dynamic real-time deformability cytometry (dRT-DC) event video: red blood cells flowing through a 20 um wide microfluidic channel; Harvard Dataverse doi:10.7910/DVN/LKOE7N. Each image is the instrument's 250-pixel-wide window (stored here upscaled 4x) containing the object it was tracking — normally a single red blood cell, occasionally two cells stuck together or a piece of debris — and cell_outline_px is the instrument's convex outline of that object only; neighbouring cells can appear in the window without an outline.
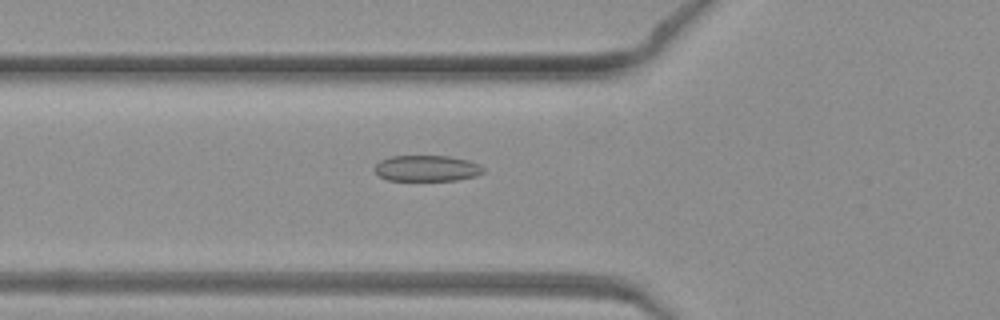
{"species": "common noctule bat (a hibernating species)", "species_latin": "Nyctalus noctula", "temperature_condition": "warm", "stored_images_in_passage": 48, "camera_frame_rate_fps": 3000, "um_per_image_px": 0.085, "animal": {"sex": "female", "body_mass_g": 19.3, "forearm_length_mm": 54.1}, "frame": {"image": 1, "passage_image": 18, "time_ms": 5.667, "image_size_px": [1000, 320], "cell_outline_px": [[484, 172], [476, 176], [456, 180], [388, 180], [380, 176], [376, 172], [376, 164], [380, 160], [388, 156], [448, 156], [468, 160], [480, 164], [484, 168]], "centroid_in_image_um": [36.31, 14.3], "position_along_channel_um": 89.5, "area_um2": 16.42}}
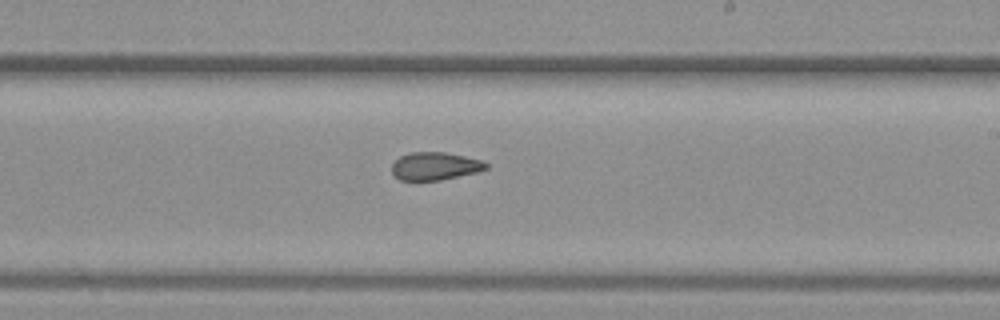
{"frame": {"image": 2, "passage_image": 29, "time_ms": 9.333, "image_size_px": [1000, 320], "cell_outline_px": [[488, 168], [480, 172], [440, 180], [400, 180], [392, 172], [392, 164], [400, 156], [412, 152], [444, 152], [484, 160], [488, 164]], "centroid_in_image_um": [37.03, 14.12], "position_along_channel_um": 252.0, "area_um2": 15.37}}
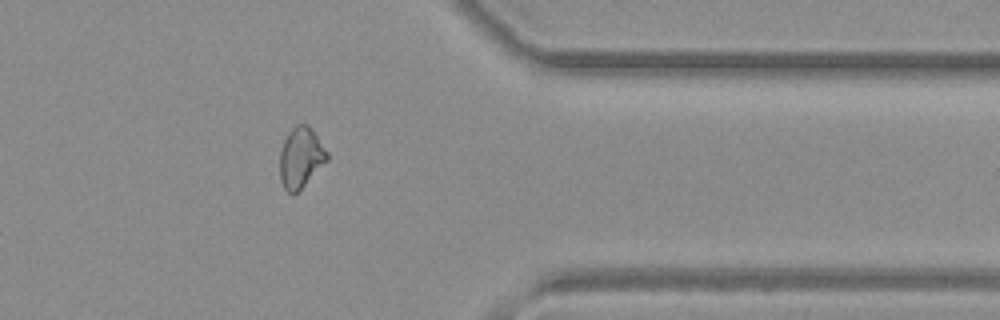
{"frame": {"image": 3, "passage_image": 39, "time_ms": 12.667, "image_size_px": [1000, 320], "cell_outline_px": [[328, 160], [292, 196], [284, 188], [280, 180], [280, 152], [284, 140], [288, 132], [296, 124], [308, 124], [328, 152]], "centroid_in_image_um": [25.55, 13.38], "position_along_channel_um": 385.8, "area_um2": 16.47}}